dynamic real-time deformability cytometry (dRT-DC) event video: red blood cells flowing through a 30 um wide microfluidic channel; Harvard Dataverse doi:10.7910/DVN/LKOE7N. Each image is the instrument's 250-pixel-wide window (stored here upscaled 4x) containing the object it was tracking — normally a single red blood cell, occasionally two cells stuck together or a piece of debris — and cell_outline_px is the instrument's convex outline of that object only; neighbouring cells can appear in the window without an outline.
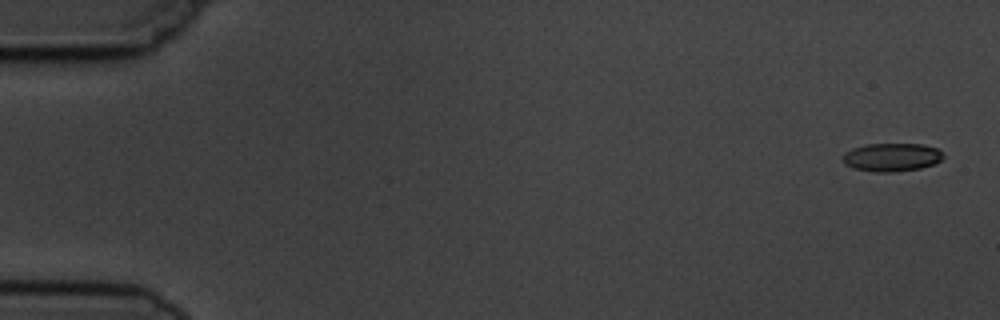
{"species": "common noctule bat (a hibernating species)", "species_latin": "Nyctalus noctula", "temperature_condition": "cold", "stored_images_in_passage": 5, "camera_frame_rate_fps": 3000, "um_per_image_px": 0.085, "animal": {"sex": "male", "body_mass_g": 19.5, "forearm_length_mm": 54.6}, "frame": {"image": 1, "passage_image": 1, "time_ms": 0.0, "image_size_px": [1000, 320], "cell_outline_px": [[944, 156], [936, 164], [920, 168], [896, 172], [872, 172], [852, 168], [844, 164], [844, 152], [852, 148], [868, 144], [920, 144], [936, 148]], "centroid_in_image_um": [75.78, 13.38], "position_along_channel_um": 9.2, "area_um2": 16.59}}
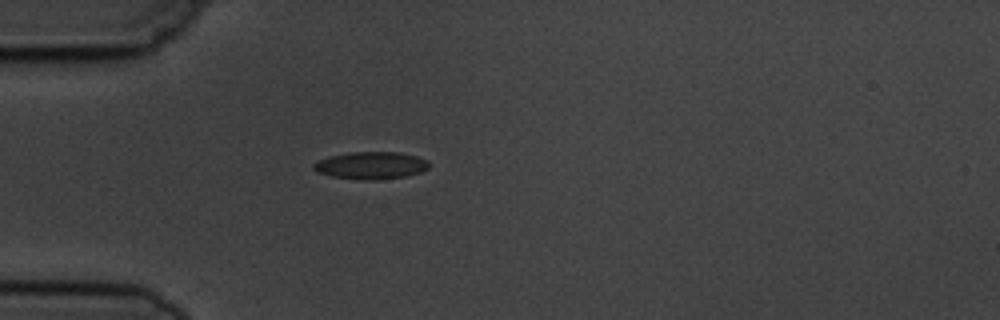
{"frame": {"image": 2, "passage_image": 5, "time_ms": 4.667, "image_size_px": [1000, 320], "cell_outline_px": [[428, 168], [420, 172], [404, 176], [376, 180], [360, 180], [332, 176], [316, 172], [312, 168], [312, 164], [320, 160], [332, 156], [352, 152], [396, 152], [416, 156], [428, 160]], "centroid_in_image_um": [31.52, 14.07], "position_along_channel_um": 53.5, "area_um2": 18.21}}